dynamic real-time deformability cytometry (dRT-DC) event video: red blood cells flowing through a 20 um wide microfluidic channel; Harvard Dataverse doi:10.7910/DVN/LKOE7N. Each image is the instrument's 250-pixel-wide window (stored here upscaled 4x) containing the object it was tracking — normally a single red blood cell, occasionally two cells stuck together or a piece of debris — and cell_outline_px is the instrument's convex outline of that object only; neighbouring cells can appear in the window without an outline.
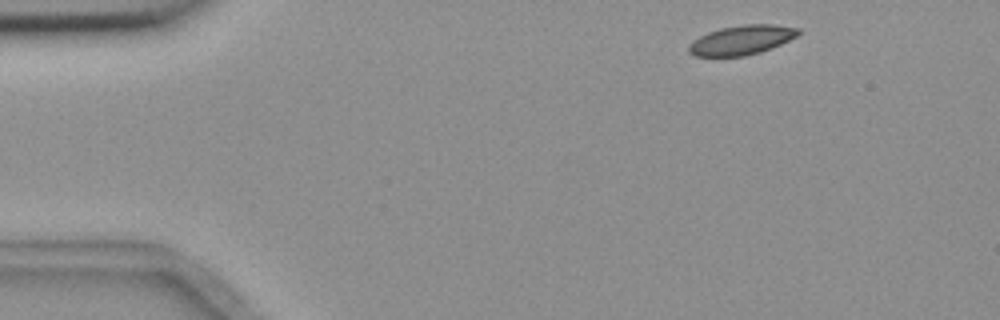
{"species": "common noctule bat (a hibernating species)", "species_latin": "Nyctalus noctula", "temperature_condition": "room temperature", "stored_images_in_passage": 3, "camera_frame_rate_fps": 3000, "um_per_image_px": 0.085, "animal": {"sex": "female", "body_mass_g": 18.4}, "frame": {"image": 1, "passage_image": 1, "time_ms": 0.0, "image_size_px": [1000, 320], "cell_outline_px": [[804, 32], [772, 48], [760, 52], [744, 56], [696, 56], [688, 52], [688, 44], [692, 40], [708, 32], [720, 28], [744, 24], [772, 24], [800, 28]], "centroid_in_image_um": [63.04, 3.39], "position_along_channel_um": 22.0, "area_um2": 18.9}}